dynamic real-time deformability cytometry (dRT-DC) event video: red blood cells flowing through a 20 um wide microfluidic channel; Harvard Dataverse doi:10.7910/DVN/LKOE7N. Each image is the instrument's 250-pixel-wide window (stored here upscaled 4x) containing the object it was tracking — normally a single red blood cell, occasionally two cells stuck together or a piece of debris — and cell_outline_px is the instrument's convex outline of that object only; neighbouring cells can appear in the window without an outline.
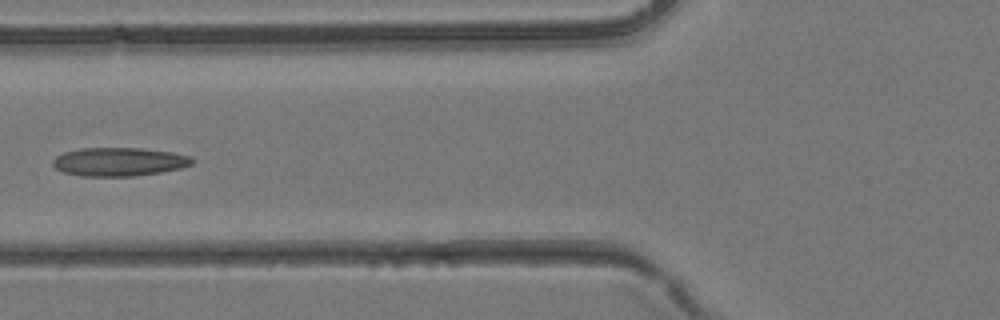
{"species": "common noctule bat (a hibernating species)", "species_latin": "Nyctalus noctula", "temperature_condition": "room temperature", "stored_images_in_passage": 5, "camera_frame_rate_fps": 3000, "um_per_image_px": 0.085, "animal": {"sex": "female", "body_mass_g": 24.6, "forearm_length_mm": 56.2}, "frame": {"image": 1, "passage_image": 5, "time_ms": 1.333, "image_size_px": [1000, 320], "cell_outline_px": [[196, 160], [192, 164], [180, 168], [160, 172], [136, 176], [80, 176], [64, 172], [56, 168], [52, 164], [52, 160], [56, 156], [64, 152], [80, 148], [140, 148], [172, 152], [192, 156]], "centroid_in_image_um": [10.13, 13.75], "position_along_channel_um": 115.7, "area_um2": 23.29}}